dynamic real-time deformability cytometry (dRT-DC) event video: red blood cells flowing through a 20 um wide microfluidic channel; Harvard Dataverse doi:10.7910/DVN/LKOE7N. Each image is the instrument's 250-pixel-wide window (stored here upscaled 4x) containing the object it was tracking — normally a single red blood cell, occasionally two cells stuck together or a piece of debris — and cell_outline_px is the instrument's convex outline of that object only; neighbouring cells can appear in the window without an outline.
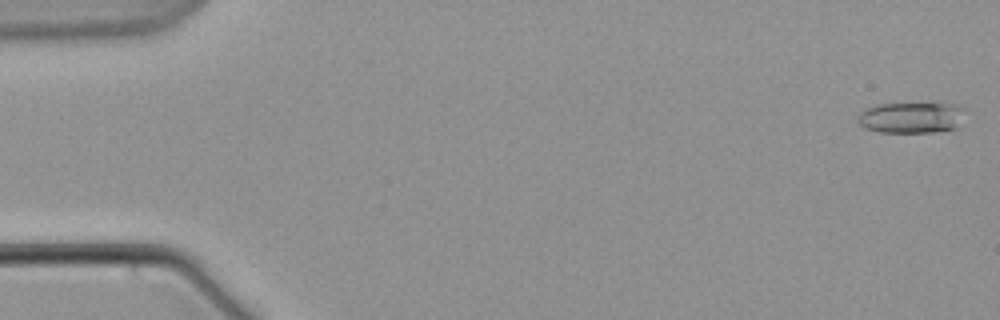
{"species": "common noctule bat (a hibernating species)", "species_latin": "Nyctalus noctula", "temperature_condition": "warm", "stored_images_in_passage": 6, "camera_frame_rate_fps": 3000, "um_per_image_px": 0.085, "animal": {"sex": "male", "body_mass_g": 21.5, "forearm_length_mm": 52.0}, "frame": {"image": 1, "passage_image": 1, "time_ms": 0.0, "image_size_px": [1000, 320], "cell_outline_px": [[968, 108], [956, 128], [932, 132], [880, 132], [864, 128], [856, 120], [856, 116], [864, 108], [876, 104], [960, 104]], "centroid_in_image_um": [77.46, 9.98], "position_along_channel_um": 7.5, "area_um2": 19.65}}
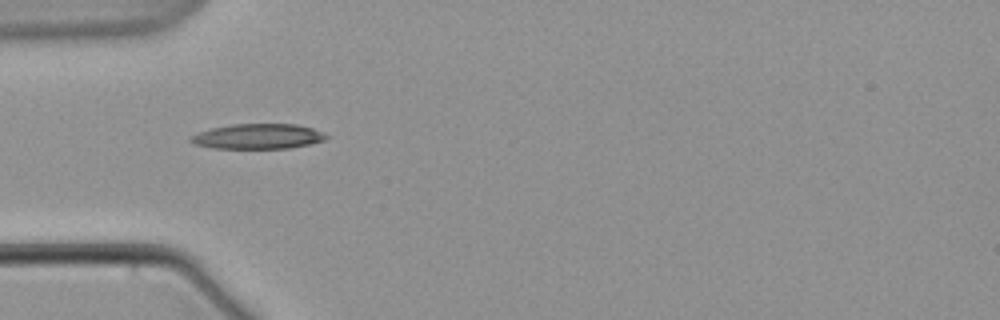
{"frame": {"image": 2, "passage_image": 5, "time_ms": 6.667, "image_size_px": [1000, 320], "cell_outline_px": [[328, 136], [324, 140], [308, 144], [288, 148], [212, 148], [192, 144], [188, 140], [196, 132], [212, 128], [232, 124], [296, 124], [312, 128], [324, 132]], "centroid_in_image_um": [21.88, 11.59], "position_along_channel_um": 63.1, "area_um2": 19.83}}